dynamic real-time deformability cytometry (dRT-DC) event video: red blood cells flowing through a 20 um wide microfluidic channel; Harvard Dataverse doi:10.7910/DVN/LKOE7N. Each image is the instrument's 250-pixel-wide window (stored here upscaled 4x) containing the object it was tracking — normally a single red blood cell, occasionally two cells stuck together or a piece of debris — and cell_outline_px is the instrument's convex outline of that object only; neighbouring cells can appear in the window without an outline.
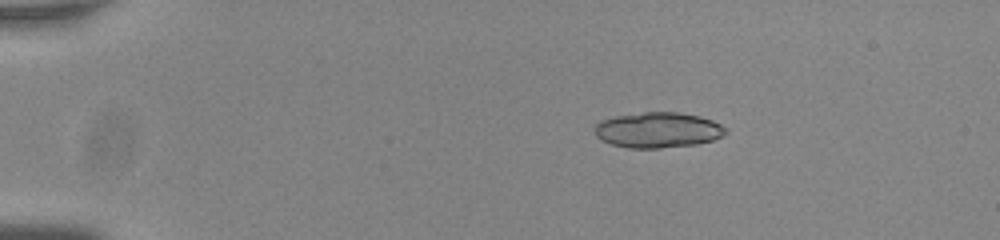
{"species": "common noctule bat (a hibernating species)", "species_latin": "Nyctalus noctula", "temperature_condition": "room temperature", "stored_images_in_passage": 45, "camera_frame_rate_fps": 3000, "um_per_image_px": 0.085, "animal": {"sex": "male", "body_mass_g": 20.0, "forearm_length_mm": 53.3}, "frame": {"image": 1, "passage_image": 1, "time_ms": 0.0, "image_size_px": [1000, 240], "cell_outline_px": [[728, 132], [712, 140], [696, 144], [660, 148], [628, 148], [612, 144], [600, 140], [596, 136], [596, 124], [600, 120], [616, 116], [644, 112], [676, 112], [700, 116], [712, 120], [728, 128]], "centroid_in_image_um": [55.93, 11.05], "position_along_channel_um": 29.1, "area_um2": 27.05}, "authors_computed_cell_mechanics": {"area_um2": 16.6464, "velocity_mm_per_s": 3.8004, "shape_relaxation_time_tau1_ms": 5.0107, "shape_relaxation_time_tau2_ms": 2.2989, "deformation_change_tau1": 0.1638, "deformation_change_tau2": 0.0608}}